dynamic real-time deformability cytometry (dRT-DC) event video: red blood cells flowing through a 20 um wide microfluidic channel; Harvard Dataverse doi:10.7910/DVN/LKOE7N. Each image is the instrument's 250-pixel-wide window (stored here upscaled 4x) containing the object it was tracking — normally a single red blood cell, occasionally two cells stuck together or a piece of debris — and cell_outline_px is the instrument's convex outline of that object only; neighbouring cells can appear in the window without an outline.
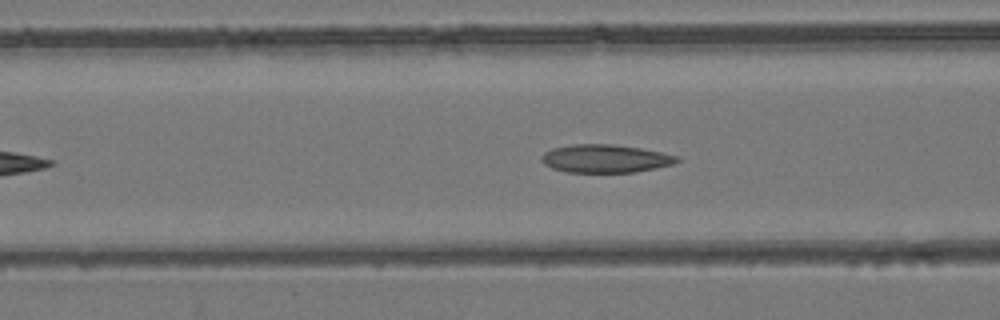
{"species": "common noctule bat (a hibernating species)", "species_latin": "Nyctalus noctula", "temperature_condition": "room temperature", "stored_images_in_passage": 41, "camera_frame_rate_fps": 3000, "um_per_image_px": 0.085, "animal": {"sex": "female", "body_mass_g": 24.6, "forearm_length_mm": 56.2}, "frame": {"image": 1, "passage_image": 12, "time_ms": 3.667, "image_size_px": [1000, 320], "cell_outline_px": [[680, 160], [672, 164], [656, 168], [636, 172], [568, 172], [552, 168], [544, 164], [540, 160], [540, 156], [544, 152], [552, 148], [572, 144], [612, 144], [640, 148], [680, 156]], "centroid_in_image_um": [51.43, 13.48], "position_along_channel_um": 115.2, "area_um2": 22.25}}
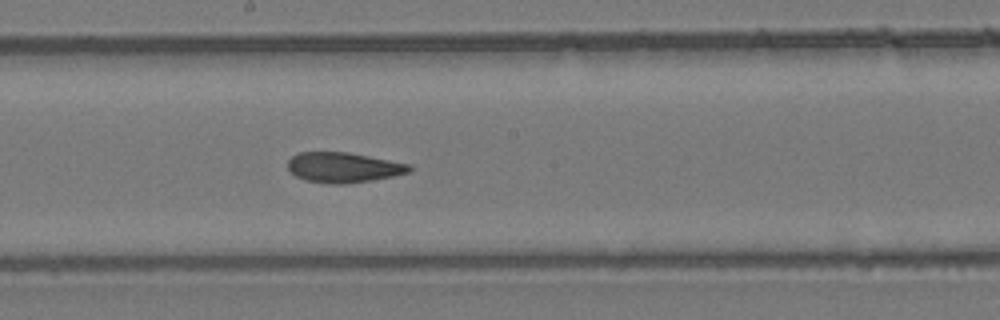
{"frame": {"image": 2, "passage_image": 20, "time_ms": 6.333, "image_size_px": [1000, 320], "cell_outline_px": [[412, 168], [408, 172], [392, 176], [372, 180], [348, 184], [332, 184], [304, 180], [296, 176], [288, 168], [288, 160], [292, 156], [300, 152], [348, 152], [412, 164]], "centroid_in_image_um": [29.2, 14.23], "position_along_channel_um": 219.0, "area_um2": 21.39}}
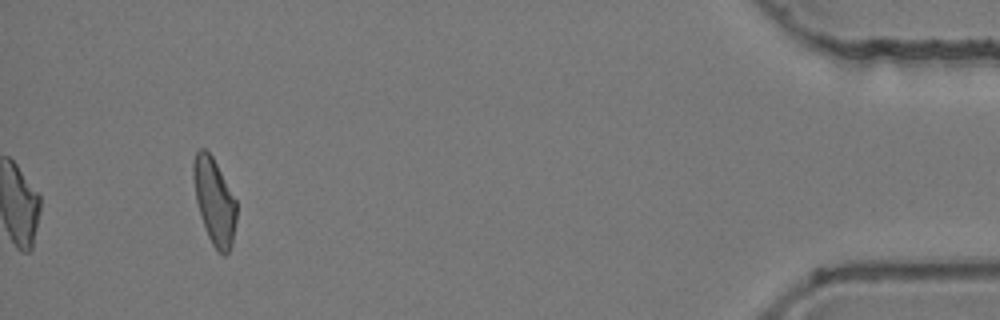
{"frame": {"image": 3, "passage_image": 41, "time_ms": 13.333, "image_size_px": [1000, 320], "cell_outline_px": [[236, 220], [232, 244], [228, 252], [224, 256], [216, 252], [204, 228], [200, 216], [196, 200], [192, 176], [192, 164], [196, 152], [200, 148], [204, 148], [212, 156], [236, 200]], "centroid_in_image_um": [18.2, 17.13], "position_along_channel_um": 417.0, "area_um2": 21.73}, "authors_computed_cell_mechanics": {"area_um2": 21.9062, "velocity_mm_per_s": 3.8949, "shape_relaxation_time_tau1_ms": null, "shape_relaxation_time_tau2_ms": 3.1512, "deformation_change_tau1": null, "deformation_change_tau2": 0.115}}